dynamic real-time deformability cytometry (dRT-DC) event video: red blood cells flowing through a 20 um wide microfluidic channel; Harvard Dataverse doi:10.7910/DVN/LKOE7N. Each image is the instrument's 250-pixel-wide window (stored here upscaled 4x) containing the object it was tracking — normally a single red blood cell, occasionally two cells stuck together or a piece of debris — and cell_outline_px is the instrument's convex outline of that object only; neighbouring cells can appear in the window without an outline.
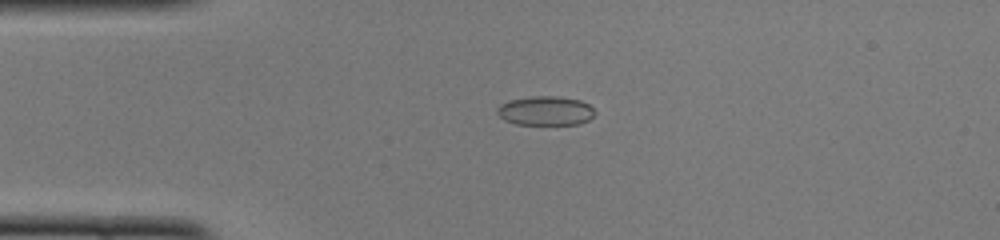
{"species": "common noctule bat (a hibernating species)", "species_latin": "Nyctalus noctula", "temperature_condition": "cold", "stored_images_in_passage": 49, "camera_frame_rate_fps": 3000, "um_per_image_px": 0.085, "animal": {"sex": "female", "body_mass_g": 22.0, "forearm_length_mm": 56.7}, "frame": {"image": 1, "passage_image": 11, "time_ms": 3.333, "image_size_px": [1000, 240], "cell_outline_px": [[596, 112], [588, 120], [580, 124], [516, 124], [504, 120], [496, 112], [496, 108], [500, 104], [512, 100], [532, 96], [556, 96], [580, 100], [588, 104]], "centroid_in_image_um": [46.36, 9.42], "position_along_channel_um": 38.6, "area_um2": 16.53}}
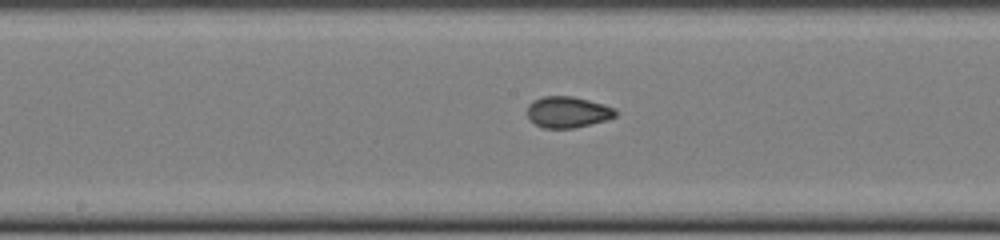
{"frame": {"image": 2, "passage_image": 25, "time_ms": 8.0, "image_size_px": [1000, 240], "cell_outline_px": [[616, 116], [608, 120], [576, 128], [544, 128], [528, 120], [528, 104], [532, 100], [544, 96], [572, 96], [604, 104], [616, 108]], "centroid_in_image_um": [48.26, 9.53], "position_along_channel_um": 199.9, "area_um2": 16.24}}
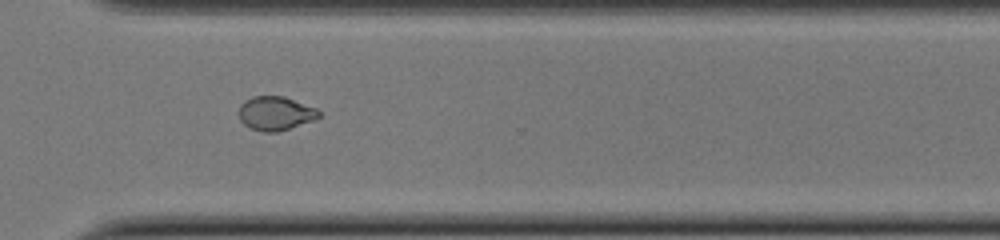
{"frame": {"image": 3, "passage_image": 36, "time_ms": 11.667, "image_size_px": [1000, 240], "cell_outline_px": [[320, 116], [316, 120], [276, 132], [264, 132], [248, 128], [240, 120], [240, 104], [244, 100], [252, 96], [284, 96], [316, 108], [320, 112]], "centroid_in_image_um": [23.42, 9.63], "position_along_channel_um": 347.2, "area_um2": 15.9}, "authors_computed_cell_mechanics": {"area_um2": 16.5308, "velocity_mm_per_s": 4.0102, "shape_relaxation_time_tau1_ms": null, "shape_relaxation_time_tau2_ms": 1.0363, "deformation_change_tau1": null, "deformation_change_tau2": 0.043}}